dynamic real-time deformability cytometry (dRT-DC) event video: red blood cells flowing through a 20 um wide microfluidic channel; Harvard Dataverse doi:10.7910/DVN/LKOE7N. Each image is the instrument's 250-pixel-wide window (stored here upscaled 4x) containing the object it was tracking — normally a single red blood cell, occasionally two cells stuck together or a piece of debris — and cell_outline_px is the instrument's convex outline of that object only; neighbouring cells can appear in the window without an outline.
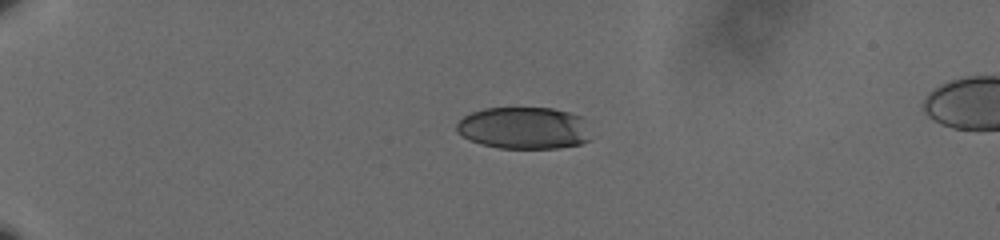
{"species": "human", "species_latin": "Homo sapiens", "temperature_condition": "cold", "stored_images_in_passage": 45, "camera_frame_rate_fps": 3000, "um_per_image_px": 0.085, "donor": {"sex": "male"}, "frame": {"image": 1, "passage_image": 1, "time_ms": 0.0, "image_size_px": [1000, 240], "cell_outline_px": [[588, 140], [580, 144], [556, 148], [500, 148], [484, 144], [472, 140], [456, 132], [456, 124], [464, 116], [472, 112], [484, 108], [552, 108], [568, 112], [580, 116]], "centroid_in_image_um": [44.46, 10.87], "position_along_channel_um": 40.5, "area_um2": 32.19}}
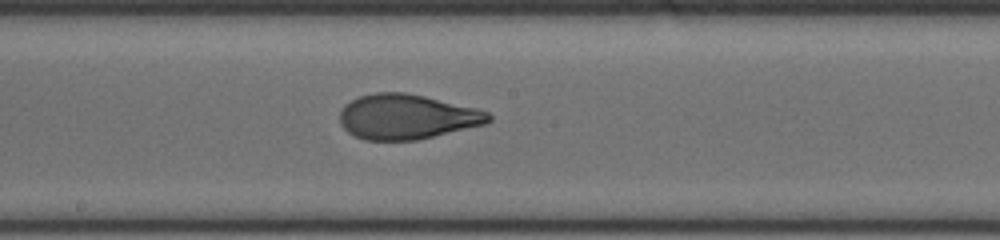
{"frame": {"image": 2, "passage_image": 21, "time_ms": 6.667, "image_size_px": [1000, 240], "cell_outline_px": [[492, 120], [484, 124], [416, 140], [364, 140], [348, 132], [340, 124], [340, 108], [344, 104], [360, 96], [376, 92], [404, 92], [424, 96], [488, 112], [492, 116]], "centroid_in_image_um": [34.52, 9.92], "position_along_channel_um": 213.7, "area_um2": 38.55}}
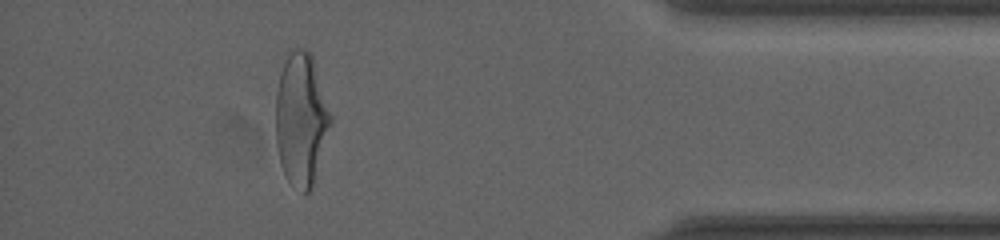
{"frame": {"image": 3, "passage_image": 40, "time_ms": 13.0, "image_size_px": [1000, 240], "cell_outline_px": [[332, 120], [312, 184], [308, 192], [304, 192], [288, 180], [280, 164], [276, 144], [276, 92], [280, 76], [288, 48], [304, 48], [312, 56], [332, 116]], "centroid_in_image_um": [25.58, 10.06], "position_along_channel_um": 409.6, "area_um2": 41.85}, "authors_computed_cell_mechanics": {"area_um2": 38.8416, "velocity_mm_per_s": 3.6016, "shape_relaxation_time_tau1_ms": 3.7388, "shape_relaxation_time_tau2_ms": 0.9823, "deformation_change_tau1": 0.1788, "deformation_change_tau2": 0.0716}}